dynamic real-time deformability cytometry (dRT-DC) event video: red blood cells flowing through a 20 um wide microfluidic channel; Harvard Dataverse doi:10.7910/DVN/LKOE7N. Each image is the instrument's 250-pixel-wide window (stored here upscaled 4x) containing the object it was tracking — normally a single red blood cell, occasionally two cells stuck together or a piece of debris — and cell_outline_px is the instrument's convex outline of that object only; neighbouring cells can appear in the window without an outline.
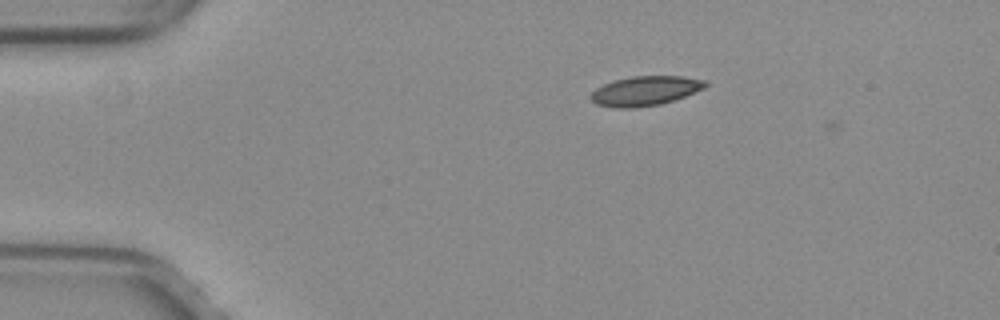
{"species": "common noctule bat (a hibernating species)", "species_latin": "Nyctalus noctula", "temperature_condition": "warm", "stored_images_in_passage": 4, "camera_frame_rate_fps": 3000, "um_per_image_px": 0.085, "animal": {"sex": "female", "body_mass_g": 29.2, "forearm_length_mm": 56.3}, "frame": {"image": 1, "passage_image": 2, "time_ms": 0.333, "image_size_px": [1000, 320], "cell_outline_px": [[708, 84], [704, 88], [684, 96], [660, 104], [636, 108], [616, 108], [596, 104], [588, 96], [596, 88], [612, 80], [632, 76], [684, 76], [704, 80]], "centroid_in_image_um": [54.8, 7.72], "position_along_channel_um": 30.2, "area_um2": 19.71}}